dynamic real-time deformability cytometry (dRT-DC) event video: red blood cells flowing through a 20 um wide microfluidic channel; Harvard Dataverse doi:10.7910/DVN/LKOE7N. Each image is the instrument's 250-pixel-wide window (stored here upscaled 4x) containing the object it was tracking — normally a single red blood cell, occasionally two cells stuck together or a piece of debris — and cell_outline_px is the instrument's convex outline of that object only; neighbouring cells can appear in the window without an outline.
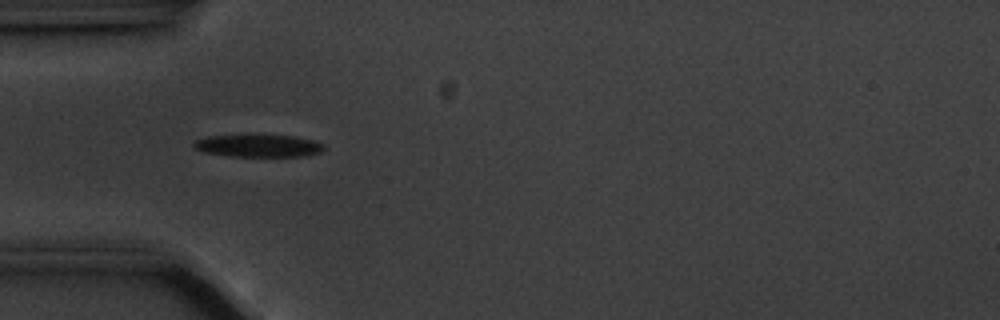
{"species": "common noctule bat (a hibernating species)", "species_latin": "Nyctalus noctula", "temperature_condition": "cold", "stored_images_in_passage": 28, "camera_frame_rate_fps": 3000, "um_per_image_px": 0.085, "animal": {"sex": "male", "body_mass_g": 20.1, "forearm_length_mm": 53.5}, "frame": {"image": 1, "passage_image": 5, "time_ms": 1.333, "image_size_px": [1000, 320], "cell_outline_px": [[324, 148], [320, 152], [308, 156], [232, 156], [204, 152], [196, 148], [192, 144], [196, 140], [208, 136], [296, 136], [312, 140], [324, 144]], "centroid_in_image_um": [22.0, 12.4], "position_along_channel_um": 63.0, "area_um2": 16.59}}